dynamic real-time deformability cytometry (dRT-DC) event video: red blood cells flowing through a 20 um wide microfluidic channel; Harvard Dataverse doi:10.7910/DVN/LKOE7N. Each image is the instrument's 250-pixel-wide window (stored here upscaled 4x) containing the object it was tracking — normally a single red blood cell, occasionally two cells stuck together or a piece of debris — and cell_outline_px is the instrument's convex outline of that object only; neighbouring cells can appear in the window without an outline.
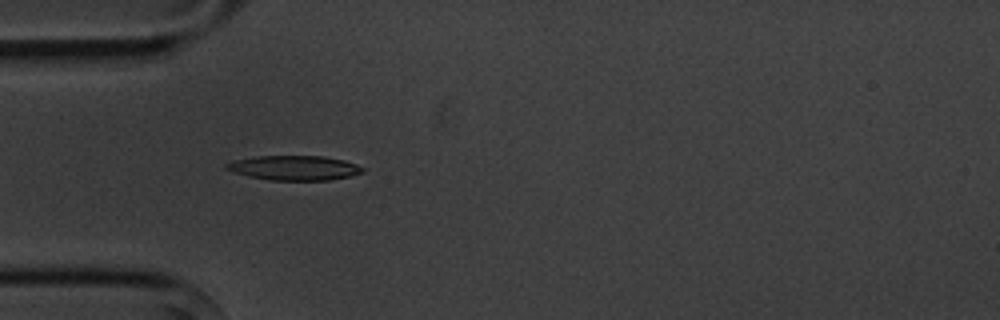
{"species": "common noctule bat (a hibernating species)", "species_latin": "Nyctalus noctula", "temperature_condition": "cold", "stored_images_in_passage": 12, "camera_frame_rate_fps": 3000, "um_per_image_px": 0.085, "animal": {"sex": "male", "body_mass_g": 20.1, "forearm_length_mm": 53.5}, "frame": {"image": 1, "passage_image": 4, "time_ms": 4.333, "image_size_px": [1000, 320], "cell_outline_px": [[364, 172], [352, 176], [328, 180], [272, 180], [248, 176], [232, 172], [224, 168], [224, 164], [232, 160], [256, 156], [324, 156], [344, 160], [356, 164], [364, 168]], "centroid_in_image_um": [24.99, 14.26], "position_along_channel_um": 60.0, "area_um2": 19.71}}
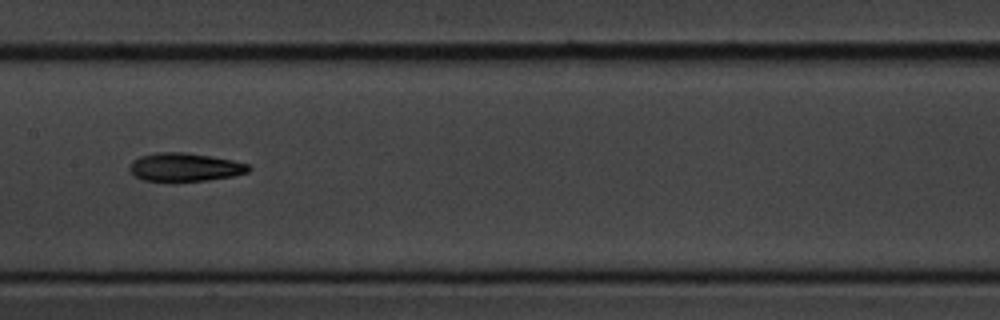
{"frame": {"image": 2, "passage_image": 7, "time_ms": 8.0, "image_size_px": [1000, 320], "cell_outline_px": [[252, 168], [248, 172], [236, 176], [208, 180], [144, 180], [136, 176], [128, 168], [132, 160], [140, 156], [156, 152], [184, 152], [212, 156], [232, 160], [248, 164]], "centroid_in_image_um": [15.75, 14.19], "position_along_channel_um": 191.7, "area_um2": 19.54}}
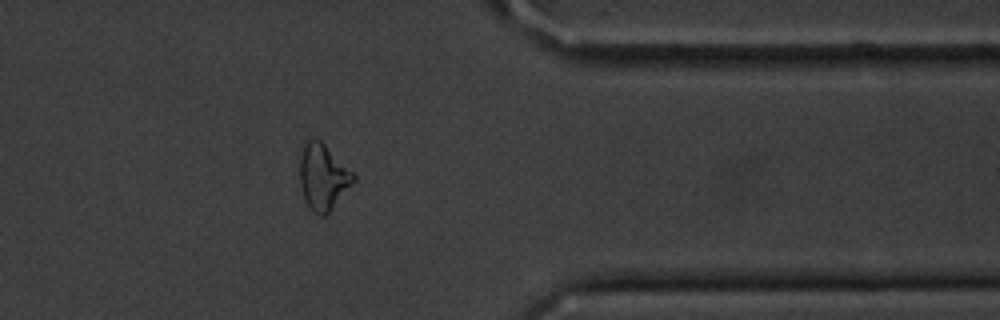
{"frame": {"image": 3, "passage_image": 12, "time_ms": 13.667, "image_size_px": [1000, 320], "cell_outline_px": [[356, 180], [328, 212], [324, 216], [320, 216], [312, 212], [308, 208], [304, 200], [300, 184], [300, 156], [304, 140], [320, 140], [356, 176]], "centroid_in_image_um": [27.42, 15.06], "position_along_channel_um": 384.0, "area_um2": 20.4}, "authors_computed_cell_mechanics": {"area_um2": 19.3052, "velocity_mm_per_s": 3.6313, "shape_relaxation_time_tau1_ms": 4.4352, "shape_relaxation_time_tau2_ms": 7.2968, "deformation_change_tau1": 0.113, "deformation_change_tau2": 0.1884}}